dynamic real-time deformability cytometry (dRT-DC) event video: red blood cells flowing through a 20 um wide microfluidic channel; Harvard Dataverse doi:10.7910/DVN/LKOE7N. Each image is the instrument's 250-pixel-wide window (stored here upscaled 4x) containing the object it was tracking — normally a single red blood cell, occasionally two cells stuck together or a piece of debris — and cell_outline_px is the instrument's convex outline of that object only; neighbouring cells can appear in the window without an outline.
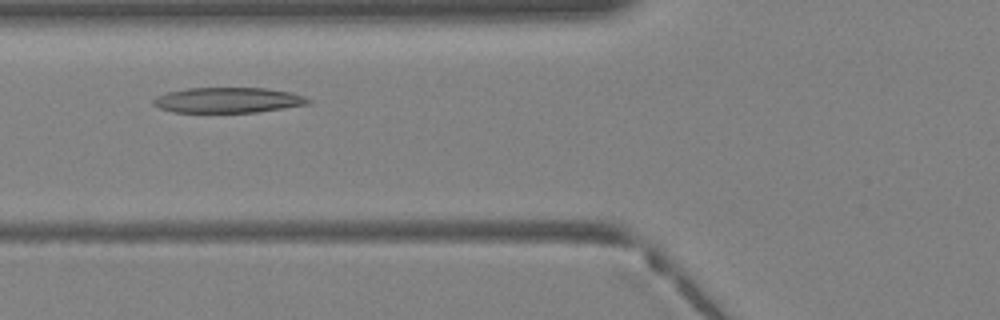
{"species": "Egyptian fruit bat (a non-hibernating species)", "species_latin": "Rousettus aegyptiacus", "temperature_condition": "warm", "stored_images_in_passage": 32, "camera_frame_rate_fps": 3000, "um_per_image_px": 0.085, "animal": {"sex": "female"}, "frame": {"image": 1, "passage_image": 8, "time_ms": 2.333, "image_size_px": [1000, 320], "cell_outline_px": [[312, 100], [308, 104], [256, 112], [172, 112], [156, 108], [152, 104], [152, 100], [156, 96], [168, 92], [188, 88], [264, 88], [292, 92], [304, 96]], "centroid_in_image_um": [19.33, 8.51], "position_along_channel_um": 106.5, "area_um2": 22.95}}
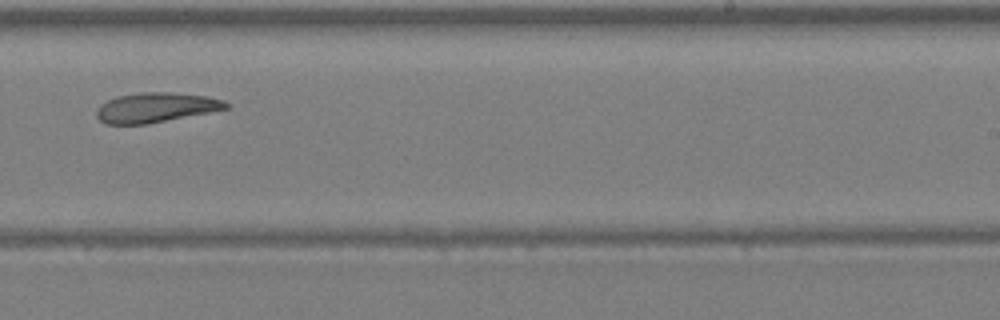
{"frame": {"image": 2, "passage_image": 18, "time_ms": 5.667, "image_size_px": [1000, 320], "cell_outline_px": [[228, 108], [148, 124], [104, 124], [96, 116], [96, 112], [100, 104], [116, 96], [140, 92], [172, 92], [204, 96], [224, 100], [228, 104]], "centroid_in_image_um": [13.19, 9.14], "position_along_channel_um": 275.8, "area_um2": 22.31}}
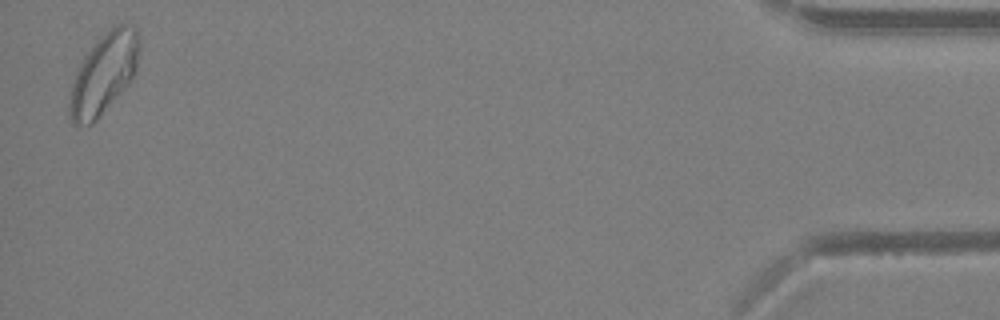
{"frame": {"image": 3, "passage_image": 32, "time_ms": 10.333, "image_size_px": [1000, 320], "cell_outline_px": [[140, 44], [136, 72], [128, 84], [96, 120], [92, 124], [72, 124], [68, 116], [68, 104], [72, 84], [76, 72], [80, 64], [96, 40], [100, 36], [112, 28], [120, 24], [132, 24], [136, 28], [140, 36]], "centroid_in_image_um": [8.83, 6.25], "position_along_channel_um": 426.4, "area_um2": 32.6}}